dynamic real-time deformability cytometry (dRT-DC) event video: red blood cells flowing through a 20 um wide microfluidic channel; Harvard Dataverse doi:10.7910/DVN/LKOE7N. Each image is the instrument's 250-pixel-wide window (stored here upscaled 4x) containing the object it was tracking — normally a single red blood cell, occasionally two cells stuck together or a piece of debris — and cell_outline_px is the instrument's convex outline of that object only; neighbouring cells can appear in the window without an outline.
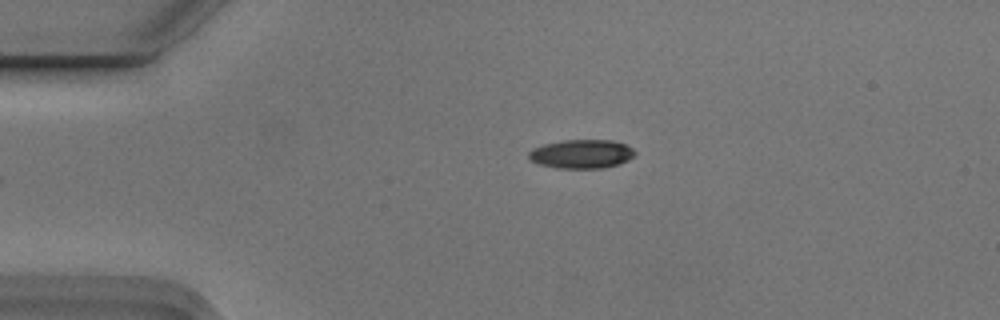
{"species": "Egyptian fruit bat (a non-hibernating species)", "species_latin": "Rousettus aegyptiacus", "temperature_condition": "cold", "stored_images_in_passage": 6, "camera_frame_rate_fps": 3000, "um_per_image_px": 0.085, "animal": {"sex": "male"}, "frame": {"image": 1, "passage_image": 6, "time_ms": 1.667, "image_size_px": [1000, 320], "cell_outline_px": [[636, 152], [628, 160], [616, 164], [600, 168], [556, 168], [540, 164], [532, 160], [528, 156], [528, 152], [532, 148], [544, 144], [560, 140], [612, 140], [624, 144], [632, 148]], "centroid_in_image_um": [49.4, 13.07], "position_along_channel_um": 35.6, "area_um2": 17.69}}